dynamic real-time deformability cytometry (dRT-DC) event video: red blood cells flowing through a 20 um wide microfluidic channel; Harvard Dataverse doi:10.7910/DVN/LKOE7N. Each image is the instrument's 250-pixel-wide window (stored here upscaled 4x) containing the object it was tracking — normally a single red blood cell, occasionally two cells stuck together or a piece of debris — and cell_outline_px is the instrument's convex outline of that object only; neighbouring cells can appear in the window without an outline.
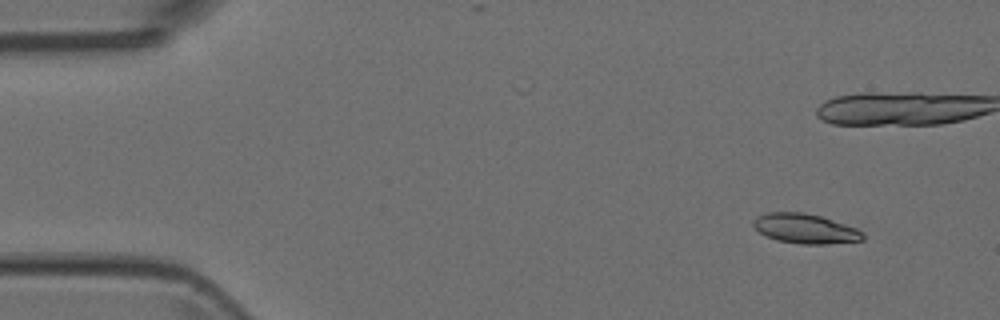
{"species": "Egyptian fruit bat (a non-hibernating species)", "species_latin": "Rousettus aegyptiacus", "temperature_condition": "room temperature", "stored_images_in_passage": 10, "segment_of_instrument_passage": [1, 2], "camera_frame_rate_fps": 3000, "um_per_image_px": 0.085, "animal": {"sex": "female"}, "frame": {"image": 1, "passage_image": 1, "time_ms": 0.0, "image_size_px": [1000, 320], "cell_outline_px": [[864, 240], [824, 244], [800, 244], [776, 240], [760, 232], [752, 224], [752, 220], [756, 216], [768, 212], [804, 212], [820, 216], [856, 228], [864, 232]], "centroid_in_image_um": [68.43, 19.43], "position_along_channel_um": 16.6, "area_um2": 18.9}}
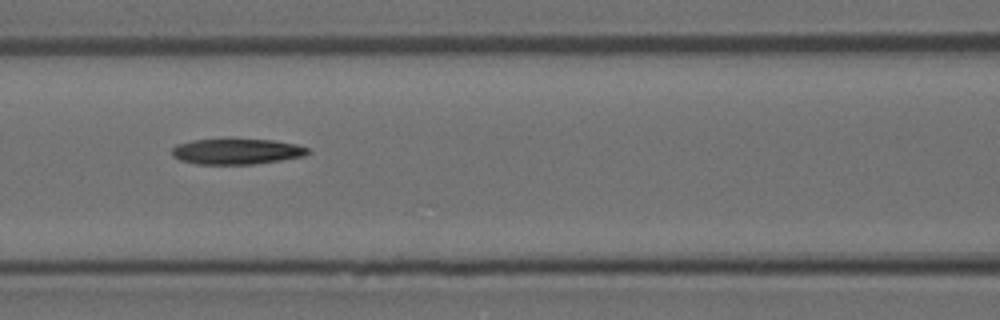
{"frame": {"image": 2, "passage_image": 7, "time_ms": 2.0, "image_size_px": [1000, 320], "cell_outline_px": [[312, 152], [304, 156], [280, 160], [252, 164], [196, 164], [180, 160], [172, 156], [172, 148], [176, 144], [192, 140], [224, 136], [272, 140], [296, 144], [308, 148]], "centroid_in_image_um": [20.08, 12.82], "position_along_channel_um": 146.5, "area_um2": 21.27}}
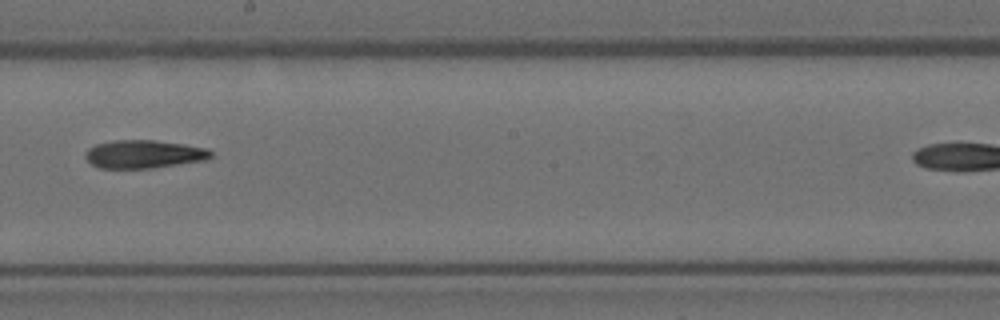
{"frame": {"image": 3, "passage_image": 9, "time_ms": 2.667, "image_size_px": [1000, 320], "cell_outline_px": [[212, 156], [204, 160], [152, 168], [100, 168], [92, 164], [84, 156], [84, 152], [88, 148], [96, 144], [112, 140], [156, 140], [184, 144], [208, 148], [212, 152]], "centroid_in_image_um": [12.21, 13.09], "position_along_channel_um": 236.0, "area_um2": 20.63}}